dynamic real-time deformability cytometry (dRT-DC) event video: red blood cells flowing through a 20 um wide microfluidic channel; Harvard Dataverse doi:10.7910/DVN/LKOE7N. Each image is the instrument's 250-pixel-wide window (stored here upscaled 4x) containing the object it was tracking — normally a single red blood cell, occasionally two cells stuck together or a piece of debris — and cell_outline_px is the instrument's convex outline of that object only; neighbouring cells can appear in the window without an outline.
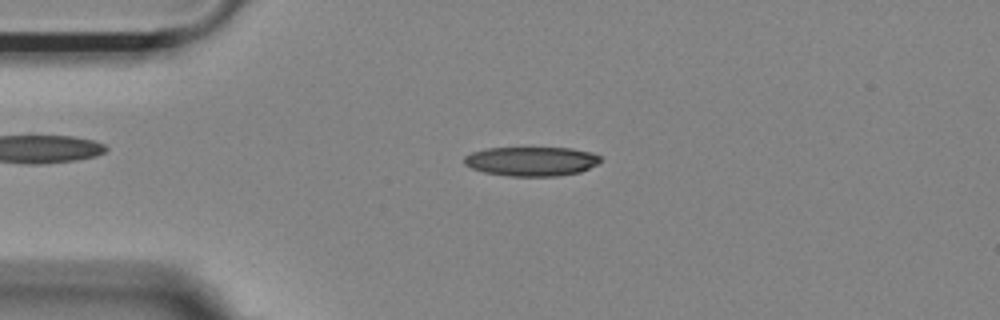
{"species": "Egyptian fruit bat (a non-hibernating species)", "species_latin": "Rousettus aegyptiacus", "temperature_condition": "room temperature", "stored_images_in_passage": 52, "camera_frame_rate_fps": 3000, "um_per_image_px": 0.085, "animal": {"sex": "female"}, "frame": {"image": 1, "passage_image": 11, "time_ms": 3.333, "image_size_px": [1000, 320], "cell_outline_px": [[600, 160], [596, 164], [580, 172], [560, 176], [508, 176], [484, 172], [472, 168], [464, 164], [464, 156], [472, 152], [488, 148], [572, 148], [592, 152], [600, 156]], "centroid_in_image_um": [45.17, 13.71], "position_along_channel_um": 39.8, "area_um2": 23.24}}
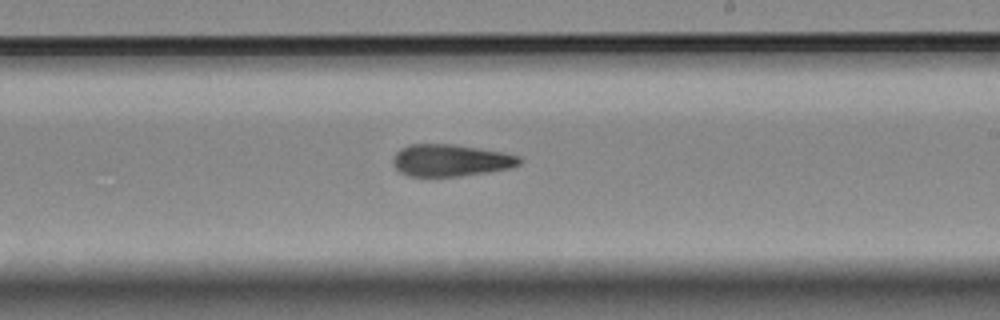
{"frame": {"image": 2, "passage_image": 30, "time_ms": 9.667, "image_size_px": [1000, 320], "cell_outline_px": [[524, 160], [520, 164], [512, 168], [488, 172], [460, 176], [408, 176], [400, 172], [396, 168], [392, 160], [396, 152], [400, 148], [408, 144], [452, 144], [504, 152], [520, 156]], "centroid_in_image_um": [38.33, 13.63], "position_along_channel_um": 250.7, "area_um2": 23.76}}
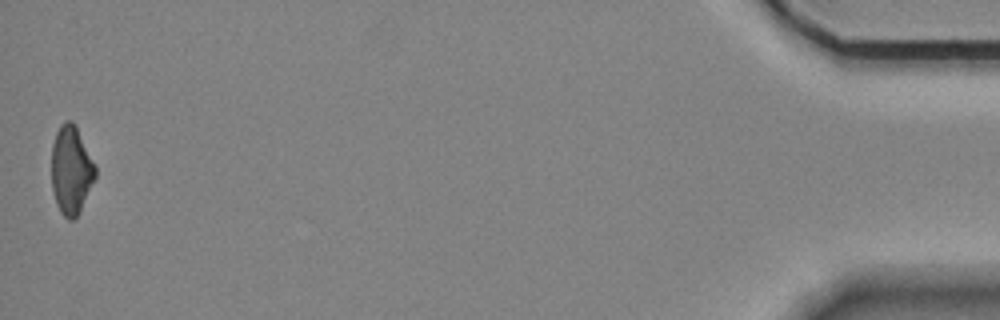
{"frame": {"image": 3, "passage_image": 52, "time_ms": 17.0, "image_size_px": [1000, 320], "cell_outline_px": [[96, 176], [80, 212], [72, 220], [68, 220], [60, 212], [56, 204], [52, 188], [52, 144], [56, 132], [60, 124], [64, 120], [72, 120], [76, 124], [96, 168]], "centroid_in_image_um": [6.04, 14.44], "position_along_channel_um": 429.2, "area_um2": 22.66}, "authors_computed_cell_mechanics": {"area_um2": 23.3801, "velocity_mm_per_s": 3.7017, "shape_relaxation_time_tau1_ms": null, "shape_relaxation_time_tau2_ms": 8.4528, "deformation_change_tau1": null, "deformation_change_tau2": 0.1998}}